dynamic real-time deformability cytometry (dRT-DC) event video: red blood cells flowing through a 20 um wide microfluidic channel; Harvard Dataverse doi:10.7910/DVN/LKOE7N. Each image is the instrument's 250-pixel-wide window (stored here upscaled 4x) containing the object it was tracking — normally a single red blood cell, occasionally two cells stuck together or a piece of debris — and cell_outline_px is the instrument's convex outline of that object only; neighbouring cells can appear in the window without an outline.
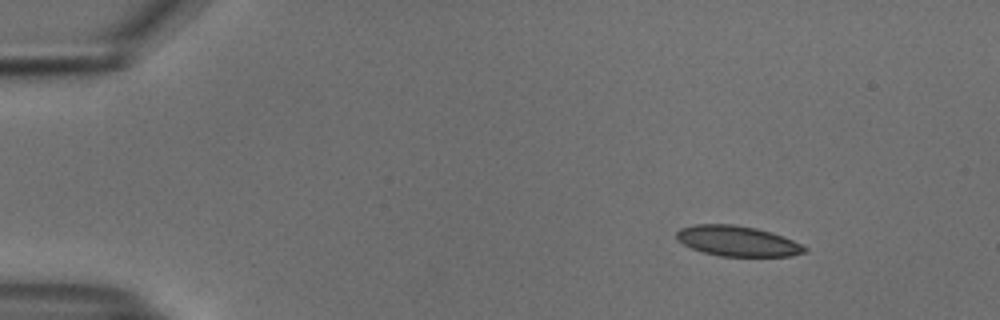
{"species": "common noctule bat (a hibernating species)", "species_latin": "Nyctalus noctula", "temperature_condition": "cold", "stored_images_in_passage": 48, "camera_frame_rate_fps": 3000, "um_per_image_px": 0.085, "animal": {"sex": "male", "body_mass_g": 18.8}, "frame": {"image": 1, "passage_image": 1, "time_ms": 0.0, "image_size_px": [1000, 320], "cell_outline_px": [[808, 252], [792, 256], [720, 256], [704, 252], [692, 248], [676, 240], [676, 232], [680, 228], [692, 224], [732, 224], [756, 228], [772, 232], [784, 236], [808, 248]], "centroid_in_image_um": [62.69, 20.48], "position_along_channel_um": 22.3, "area_um2": 22.77}}
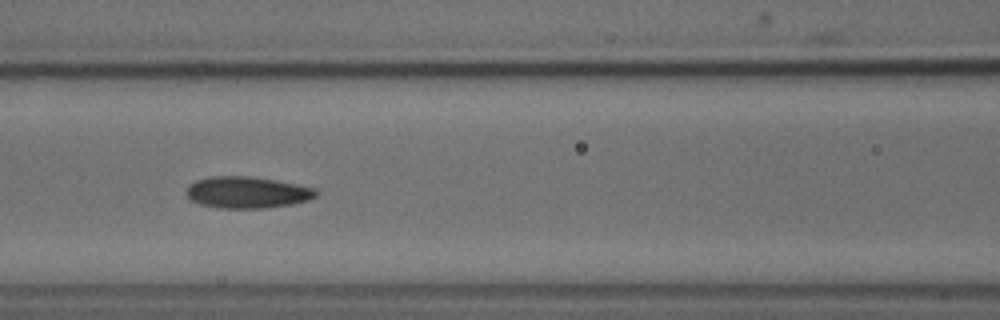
{"frame": {"image": 2, "passage_image": 18, "time_ms": 5.667, "image_size_px": [1000, 320], "cell_outline_px": [[316, 196], [308, 200], [292, 204], [264, 208], [220, 208], [200, 204], [192, 200], [184, 192], [188, 184], [196, 180], [208, 176], [248, 176], [276, 180], [316, 188]], "centroid_in_image_um": [20.97, 16.34], "position_along_channel_um": 145.6, "area_um2": 23.93}}
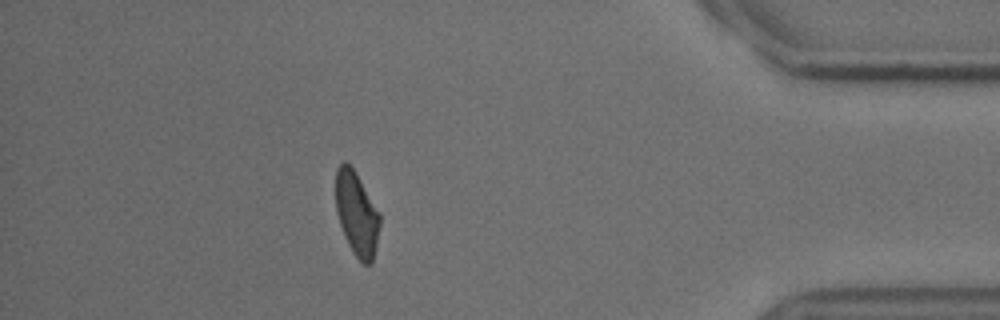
{"frame": {"image": 3, "passage_image": 42, "time_ms": 13.667, "image_size_px": [1000, 320], "cell_outline_px": [[380, 224], [372, 264], [364, 264], [352, 252], [344, 236], [336, 212], [336, 168], [344, 160], [356, 172], [380, 212]], "centroid_in_image_um": [30.32, 18.16], "position_along_channel_um": 404.9, "area_um2": 21.62}, "authors_computed_cell_mechanics": {"area_um2": 23.3801, "velocity_mm_per_s": 3.7348, "shape_relaxation_time_tau1_ms": 7.6489, "shape_relaxation_time_tau2_ms": 1.9191, "deformation_change_tau1": 0.1423, "deformation_change_tau2": 0.071}}